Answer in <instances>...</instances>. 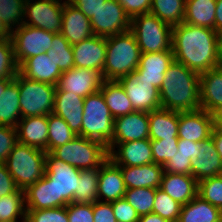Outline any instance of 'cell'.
<instances>
[{
  "mask_svg": "<svg viewBox=\"0 0 222 222\" xmlns=\"http://www.w3.org/2000/svg\"><path fill=\"white\" fill-rule=\"evenodd\" d=\"M198 196L222 210V174L198 181Z\"/></svg>",
  "mask_w": 222,
  "mask_h": 222,
  "instance_id": "obj_42",
  "label": "cell"
},
{
  "mask_svg": "<svg viewBox=\"0 0 222 222\" xmlns=\"http://www.w3.org/2000/svg\"><path fill=\"white\" fill-rule=\"evenodd\" d=\"M61 34L71 45L94 35L90 20L68 0L64 2Z\"/></svg>",
  "mask_w": 222,
  "mask_h": 222,
  "instance_id": "obj_20",
  "label": "cell"
},
{
  "mask_svg": "<svg viewBox=\"0 0 222 222\" xmlns=\"http://www.w3.org/2000/svg\"><path fill=\"white\" fill-rule=\"evenodd\" d=\"M130 17L150 13L152 0H117Z\"/></svg>",
  "mask_w": 222,
  "mask_h": 222,
  "instance_id": "obj_51",
  "label": "cell"
},
{
  "mask_svg": "<svg viewBox=\"0 0 222 222\" xmlns=\"http://www.w3.org/2000/svg\"><path fill=\"white\" fill-rule=\"evenodd\" d=\"M84 98L68 91L56 90L53 114L61 117L74 134L81 136Z\"/></svg>",
  "mask_w": 222,
  "mask_h": 222,
  "instance_id": "obj_21",
  "label": "cell"
},
{
  "mask_svg": "<svg viewBox=\"0 0 222 222\" xmlns=\"http://www.w3.org/2000/svg\"><path fill=\"white\" fill-rule=\"evenodd\" d=\"M55 35V33L44 29L24 25L15 18L11 40L18 66L30 57L47 52L52 46V40Z\"/></svg>",
  "mask_w": 222,
  "mask_h": 222,
  "instance_id": "obj_10",
  "label": "cell"
},
{
  "mask_svg": "<svg viewBox=\"0 0 222 222\" xmlns=\"http://www.w3.org/2000/svg\"><path fill=\"white\" fill-rule=\"evenodd\" d=\"M133 105L134 111L150 112L161 108L159 89L150 82L138 81L133 73L117 80Z\"/></svg>",
  "mask_w": 222,
  "mask_h": 222,
  "instance_id": "obj_14",
  "label": "cell"
},
{
  "mask_svg": "<svg viewBox=\"0 0 222 222\" xmlns=\"http://www.w3.org/2000/svg\"><path fill=\"white\" fill-rule=\"evenodd\" d=\"M16 128L18 142L48 153V116L21 118Z\"/></svg>",
  "mask_w": 222,
  "mask_h": 222,
  "instance_id": "obj_26",
  "label": "cell"
},
{
  "mask_svg": "<svg viewBox=\"0 0 222 222\" xmlns=\"http://www.w3.org/2000/svg\"><path fill=\"white\" fill-rule=\"evenodd\" d=\"M113 214L117 221L138 222L140 216L125 198L111 202Z\"/></svg>",
  "mask_w": 222,
  "mask_h": 222,
  "instance_id": "obj_49",
  "label": "cell"
},
{
  "mask_svg": "<svg viewBox=\"0 0 222 222\" xmlns=\"http://www.w3.org/2000/svg\"><path fill=\"white\" fill-rule=\"evenodd\" d=\"M214 115L204 109L179 112L178 138L202 142L211 137Z\"/></svg>",
  "mask_w": 222,
  "mask_h": 222,
  "instance_id": "obj_16",
  "label": "cell"
},
{
  "mask_svg": "<svg viewBox=\"0 0 222 222\" xmlns=\"http://www.w3.org/2000/svg\"><path fill=\"white\" fill-rule=\"evenodd\" d=\"M163 168L166 173L191 175V160L177 152L176 155H173V158L163 165Z\"/></svg>",
  "mask_w": 222,
  "mask_h": 222,
  "instance_id": "obj_50",
  "label": "cell"
},
{
  "mask_svg": "<svg viewBox=\"0 0 222 222\" xmlns=\"http://www.w3.org/2000/svg\"><path fill=\"white\" fill-rule=\"evenodd\" d=\"M115 147L118 148V151L115 150ZM107 149L109 158L121 167L142 166L154 163L150 139L110 143Z\"/></svg>",
  "mask_w": 222,
  "mask_h": 222,
  "instance_id": "obj_15",
  "label": "cell"
},
{
  "mask_svg": "<svg viewBox=\"0 0 222 222\" xmlns=\"http://www.w3.org/2000/svg\"><path fill=\"white\" fill-rule=\"evenodd\" d=\"M160 188L182 205L198 195V181L189 174L164 172Z\"/></svg>",
  "mask_w": 222,
  "mask_h": 222,
  "instance_id": "obj_28",
  "label": "cell"
},
{
  "mask_svg": "<svg viewBox=\"0 0 222 222\" xmlns=\"http://www.w3.org/2000/svg\"><path fill=\"white\" fill-rule=\"evenodd\" d=\"M149 139L147 112L134 111L114 119V135L110 143H124Z\"/></svg>",
  "mask_w": 222,
  "mask_h": 222,
  "instance_id": "obj_19",
  "label": "cell"
},
{
  "mask_svg": "<svg viewBox=\"0 0 222 222\" xmlns=\"http://www.w3.org/2000/svg\"><path fill=\"white\" fill-rule=\"evenodd\" d=\"M138 222H168V221L163 219L158 214L152 212L149 214L141 215Z\"/></svg>",
  "mask_w": 222,
  "mask_h": 222,
  "instance_id": "obj_58",
  "label": "cell"
},
{
  "mask_svg": "<svg viewBox=\"0 0 222 222\" xmlns=\"http://www.w3.org/2000/svg\"><path fill=\"white\" fill-rule=\"evenodd\" d=\"M150 13L174 27L184 20L185 0H152Z\"/></svg>",
  "mask_w": 222,
  "mask_h": 222,
  "instance_id": "obj_35",
  "label": "cell"
},
{
  "mask_svg": "<svg viewBox=\"0 0 222 222\" xmlns=\"http://www.w3.org/2000/svg\"><path fill=\"white\" fill-rule=\"evenodd\" d=\"M222 174V160L212 137L198 146L197 158L191 161V175L201 181Z\"/></svg>",
  "mask_w": 222,
  "mask_h": 222,
  "instance_id": "obj_24",
  "label": "cell"
},
{
  "mask_svg": "<svg viewBox=\"0 0 222 222\" xmlns=\"http://www.w3.org/2000/svg\"><path fill=\"white\" fill-rule=\"evenodd\" d=\"M76 136L63 118L53 113L48 115V152L70 142Z\"/></svg>",
  "mask_w": 222,
  "mask_h": 222,
  "instance_id": "obj_38",
  "label": "cell"
},
{
  "mask_svg": "<svg viewBox=\"0 0 222 222\" xmlns=\"http://www.w3.org/2000/svg\"><path fill=\"white\" fill-rule=\"evenodd\" d=\"M28 222H69L67 206L49 209H26Z\"/></svg>",
  "mask_w": 222,
  "mask_h": 222,
  "instance_id": "obj_44",
  "label": "cell"
},
{
  "mask_svg": "<svg viewBox=\"0 0 222 222\" xmlns=\"http://www.w3.org/2000/svg\"><path fill=\"white\" fill-rule=\"evenodd\" d=\"M155 194V188H132L126 189L124 198L141 216L152 213Z\"/></svg>",
  "mask_w": 222,
  "mask_h": 222,
  "instance_id": "obj_40",
  "label": "cell"
},
{
  "mask_svg": "<svg viewBox=\"0 0 222 222\" xmlns=\"http://www.w3.org/2000/svg\"><path fill=\"white\" fill-rule=\"evenodd\" d=\"M62 207V199H56V190L46 175L25 190L26 209H49Z\"/></svg>",
  "mask_w": 222,
  "mask_h": 222,
  "instance_id": "obj_30",
  "label": "cell"
},
{
  "mask_svg": "<svg viewBox=\"0 0 222 222\" xmlns=\"http://www.w3.org/2000/svg\"><path fill=\"white\" fill-rule=\"evenodd\" d=\"M83 121L81 136L102 142L109 146L114 135V117L112 116L100 91L88 95L83 103Z\"/></svg>",
  "mask_w": 222,
  "mask_h": 222,
  "instance_id": "obj_5",
  "label": "cell"
},
{
  "mask_svg": "<svg viewBox=\"0 0 222 222\" xmlns=\"http://www.w3.org/2000/svg\"><path fill=\"white\" fill-rule=\"evenodd\" d=\"M179 139L150 140L154 163L164 165L178 152Z\"/></svg>",
  "mask_w": 222,
  "mask_h": 222,
  "instance_id": "obj_45",
  "label": "cell"
},
{
  "mask_svg": "<svg viewBox=\"0 0 222 222\" xmlns=\"http://www.w3.org/2000/svg\"><path fill=\"white\" fill-rule=\"evenodd\" d=\"M94 35L114 36L130 30V17L117 0H106L90 19Z\"/></svg>",
  "mask_w": 222,
  "mask_h": 222,
  "instance_id": "obj_12",
  "label": "cell"
},
{
  "mask_svg": "<svg viewBox=\"0 0 222 222\" xmlns=\"http://www.w3.org/2000/svg\"><path fill=\"white\" fill-rule=\"evenodd\" d=\"M174 61L172 50L141 53L138 68L132 73L138 81L144 80L160 89L165 72Z\"/></svg>",
  "mask_w": 222,
  "mask_h": 222,
  "instance_id": "obj_18",
  "label": "cell"
},
{
  "mask_svg": "<svg viewBox=\"0 0 222 222\" xmlns=\"http://www.w3.org/2000/svg\"><path fill=\"white\" fill-rule=\"evenodd\" d=\"M14 79H0V97L6 87L13 81Z\"/></svg>",
  "mask_w": 222,
  "mask_h": 222,
  "instance_id": "obj_60",
  "label": "cell"
},
{
  "mask_svg": "<svg viewBox=\"0 0 222 222\" xmlns=\"http://www.w3.org/2000/svg\"><path fill=\"white\" fill-rule=\"evenodd\" d=\"M182 204L172 199L161 188H156L152 212L168 222H178Z\"/></svg>",
  "mask_w": 222,
  "mask_h": 222,
  "instance_id": "obj_41",
  "label": "cell"
},
{
  "mask_svg": "<svg viewBox=\"0 0 222 222\" xmlns=\"http://www.w3.org/2000/svg\"><path fill=\"white\" fill-rule=\"evenodd\" d=\"M211 137L215 143L218 155L222 160V132H219L215 127L212 131Z\"/></svg>",
  "mask_w": 222,
  "mask_h": 222,
  "instance_id": "obj_57",
  "label": "cell"
},
{
  "mask_svg": "<svg viewBox=\"0 0 222 222\" xmlns=\"http://www.w3.org/2000/svg\"><path fill=\"white\" fill-rule=\"evenodd\" d=\"M99 91L114 119L134 112L133 105L117 80H103Z\"/></svg>",
  "mask_w": 222,
  "mask_h": 222,
  "instance_id": "obj_32",
  "label": "cell"
},
{
  "mask_svg": "<svg viewBox=\"0 0 222 222\" xmlns=\"http://www.w3.org/2000/svg\"><path fill=\"white\" fill-rule=\"evenodd\" d=\"M19 72L26 78L56 86L62 75L58 65H55L47 53H42L26 59L20 66Z\"/></svg>",
  "mask_w": 222,
  "mask_h": 222,
  "instance_id": "obj_25",
  "label": "cell"
},
{
  "mask_svg": "<svg viewBox=\"0 0 222 222\" xmlns=\"http://www.w3.org/2000/svg\"><path fill=\"white\" fill-rule=\"evenodd\" d=\"M45 175L53 181L56 199H62V206L73 202L80 170L56 158L51 152L47 153Z\"/></svg>",
  "mask_w": 222,
  "mask_h": 222,
  "instance_id": "obj_11",
  "label": "cell"
},
{
  "mask_svg": "<svg viewBox=\"0 0 222 222\" xmlns=\"http://www.w3.org/2000/svg\"><path fill=\"white\" fill-rule=\"evenodd\" d=\"M215 31L222 36V0H216Z\"/></svg>",
  "mask_w": 222,
  "mask_h": 222,
  "instance_id": "obj_56",
  "label": "cell"
},
{
  "mask_svg": "<svg viewBox=\"0 0 222 222\" xmlns=\"http://www.w3.org/2000/svg\"><path fill=\"white\" fill-rule=\"evenodd\" d=\"M99 169L80 170V178L73 196L74 203L93 204L98 201Z\"/></svg>",
  "mask_w": 222,
  "mask_h": 222,
  "instance_id": "obj_36",
  "label": "cell"
},
{
  "mask_svg": "<svg viewBox=\"0 0 222 222\" xmlns=\"http://www.w3.org/2000/svg\"><path fill=\"white\" fill-rule=\"evenodd\" d=\"M17 142V128L0 125V163L6 161Z\"/></svg>",
  "mask_w": 222,
  "mask_h": 222,
  "instance_id": "obj_47",
  "label": "cell"
},
{
  "mask_svg": "<svg viewBox=\"0 0 222 222\" xmlns=\"http://www.w3.org/2000/svg\"><path fill=\"white\" fill-rule=\"evenodd\" d=\"M123 180L127 189L160 188L164 173L163 165L150 163L142 166L121 167Z\"/></svg>",
  "mask_w": 222,
  "mask_h": 222,
  "instance_id": "obj_27",
  "label": "cell"
},
{
  "mask_svg": "<svg viewBox=\"0 0 222 222\" xmlns=\"http://www.w3.org/2000/svg\"><path fill=\"white\" fill-rule=\"evenodd\" d=\"M18 73L19 66L14 57L12 40H0V79H14Z\"/></svg>",
  "mask_w": 222,
  "mask_h": 222,
  "instance_id": "obj_43",
  "label": "cell"
},
{
  "mask_svg": "<svg viewBox=\"0 0 222 222\" xmlns=\"http://www.w3.org/2000/svg\"><path fill=\"white\" fill-rule=\"evenodd\" d=\"M216 0H185L184 23L215 30Z\"/></svg>",
  "mask_w": 222,
  "mask_h": 222,
  "instance_id": "obj_33",
  "label": "cell"
},
{
  "mask_svg": "<svg viewBox=\"0 0 222 222\" xmlns=\"http://www.w3.org/2000/svg\"><path fill=\"white\" fill-rule=\"evenodd\" d=\"M220 67L222 68V36H221V50H220Z\"/></svg>",
  "mask_w": 222,
  "mask_h": 222,
  "instance_id": "obj_61",
  "label": "cell"
},
{
  "mask_svg": "<svg viewBox=\"0 0 222 222\" xmlns=\"http://www.w3.org/2000/svg\"><path fill=\"white\" fill-rule=\"evenodd\" d=\"M221 36L211 28L182 22L173 27L174 60L202 74L220 66Z\"/></svg>",
  "mask_w": 222,
  "mask_h": 222,
  "instance_id": "obj_1",
  "label": "cell"
},
{
  "mask_svg": "<svg viewBox=\"0 0 222 222\" xmlns=\"http://www.w3.org/2000/svg\"><path fill=\"white\" fill-rule=\"evenodd\" d=\"M14 81L19 85L20 118L48 116L52 113L56 86L28 79L20 72L15 76Z\"/></svg>",
  "mask_w": 222,
  "mask_h": 222,
  "instance_id": "obj_9",
  "label": "cell"
},
{
  "mask_svg": "<svg viewBox=\"0 0 222 222\" xmlns=\"http://www.w3.org/2000/svg\"><path fill=\"white\" fill-rule=\"evenodd\" d=\"M178 222H222V210L197 195L182 205Z\"/></svg>",
  "mask_w": 222,
  "mask_h": 222,
  "instance_id": "obj_31",
  "label": "cell"
},
{
  "mask_svg": "<svg viewBox=\"0 0 222 222\" xmlns=\"http://www.w3.org/2000/svg\"><path fill=\"white\" fill-rule=\"evenodd\" d=\"M198 146H202V142H193L186 139H179L178 153L189 157L192 161L197 158Z\"/></svg>",
  "mask_w": 222,
  "mask_h": 222,
  "instance_id": "obj_55",
  "label": "cell"
},
{
  "mask_svg": "<svg viewBox=\"0 0 222 222\" xmlns=\"http://www.w3.org/2000/svg\"><path fill=\"white\" fill-rule=\"evenodd\" d=\"M20 115L19 85L13 80L0 97V125L17 127Z\"/></svg>",
  "mask_w": 222,
  "mask_h": 222,
  "instance_id": "obj_34",
  "label": "cell"
},
{
  "mask_svg": "<svg viewBox=\"0 0 222 222\" xmlns=\"http://www.w3.org/2000/svg\"><path fill=\"white\" fill-rule=\"evenodd\" d=\"M149 139H179V112L159 108L148 112Z\"/></svg>",
  "mask_w": 222,
  "mask_h": 222,
  "instance_id": "obj_29",
  "label": "cell"
},
{
  "mask_svg": "<svg viewBox=\"0 0 222 222\" xmlns=\"http://www.w3.org/2000/svg\"><path fill=\"white\" fill-rule=\"evenodd\" d=\"M126 189L121 166L116 165L108 158L99 167L98 201L102 200L103 197L105 198V202L124 198Z\"/></svg>",
  "mask_w": 222,
  "mask_h": 222,
  "instance_id": "obj_22",
  "label": "cell"
},
{
  "mask_svg": "<svg viewBox=\"0 0 222 222\" xmlns=\"http://www.w3.org/2000/svg\"><path fill=\"white\" fill-rule=\"evenodd\" d=\"M15 4V17L24 24L55 34L62 30V12L64 2L60 0H38L30 3V0H13ZM28 21H25L26 18ZM30 21V22H29Z\"/></svg>",
  "mask_w": 222,
  "mask_h": 222,
  "instance_id": "obj_8",
  "label": "cell"
},
{
  "mask_svg": "<svg viewBox=\"0 0 222 222\" xmlns=\"http://www.w3.org/2000/svg\"><path fill=\"white\" fill-rule=\"evenodd\" d=\"M173 27L151 13L131 18L130 31L134 34L141 53L172 50Z\"/></svg>",
  "mask_w": 222,
  "mask_h": 222,
  "instance_id": "obj_7",
  "label": "cell"
},
{
  "mask_svg": "<svg viewBox=\"0 0 222 222\" xmlns=\"http://www.w3.org/2000/svg\"><path fill=\"white\" fill-rule=\"evenodd\" d=\"M47 152L17 142L4 162L17 187L26 190L45 175Z\"/></svg>",
  "mask_w": 222,
  "mask_h": 222,
  "instance_id": "obj_4",
  "label": "cell"
},
{
  "mask_svg": "<svg viewBox=\"0 0 222 222\" xmlns=\"http://www.w3.org/2000/svg\"><path fill=\"white\" fill-rule=\"evenodd\" d=\"M48 57L59 66L61 72L68 71L74 67V56L72 45L61 33L56 34L52 40L51 48L46 52Z\"/></svg>",
  "mask_w": 222,
  "mask_h": 222,
  "instance_id": "obj_39",
  "label": "cell"
},
{
  "mask_svg": "<svg viewBox=\"0 0 222 222\" xmlns=\"http://www.w3.org/2000/svg\"><path fill=\"white\" fill-rule=\"evenodd\" d=\"M78 8L89 20L106 0H68Z\"/></svg>",
  "mask_w": 222,
  "mask_h": 222,
  "instance_id": "obj_54",
  "label": "cell"
},
{
  "mask_svg": "<svg viewBox=\"0 0 222 222\" xmlns=\"http://www.w3.org/2000/svg\"><path fill=\"white\" fill-rule=\"evenodd\" d=\"M214 127L219 132H222V111L214 115Z\"/></svg>",
  "mask_w": 222,
  "mask_h": 222,
  "instance_id": "obj_59",
  "label": "cell"
},
{
  "mask_svg": "<svg viewBox=\"0 0 222 222\" xmlns=\"http://www.w3.org/2000/svg\"><path fill=\"white\" fill-rule=\"evenodd\" d=\"M51 153L79 170L99 169L109 158L107 146L102 142L79 135L70 142L55 148Z\"/></svg>",
  "mask_w": 222,
  "mask_h": 222,
  "instance_id": "obj_6",
  "label": "cell"
},
{
  "mask_svg": "<svg viewBox=\"0 0 222 222\" xmlns=\"http://www.w3.org/2000/svg\"><path fill=\"white\" fill-rule=\"evenodd\" d=\"M67 215L69 222H94L93 204L69 203Z\"/></svg>",
  "mask_w": 222,
  "mask_h": 222,
  "instance_id": "obj_48",
  "label": "cell"
},
{
  "mask_svg": "<svg viewBox=\"0 0 222 222\" xmlns=\"http://www.w3.org/2000/svg\"><path fill=\"white\" fill-rule=\"evenodd\" d=\"M201 109L216 115L222 111V68L216 67L200 74Z\"/></svg>",
  "mask_w": 222,
  "mask_h": 222,
  "instance_id": "obj_23",
  "label": "cell"
},
{
  "mask_svg": "<svg viewBox=\"0 0 222 222\" xmlns=\"http://www.w3.org/2000/svg\"><path fill=\"white\" fill-rule=\"evenodd\" d=\"M159 93L163 109L178 112L200 109V74L174 60L165 72Z\"/></svg>",
  "mask_w": 222,
  "mask_h": 222,
  "instance_id": "obj_2",
  "label": "cell"
},
{
  "mask_svg": "<svg viewBox=\"0 0 222 222\" xmlns=\"http://www.w3.org/2000/svg\"><path fill=\"white\" fill-rule=\"evenodd\" d=\"M18 217L26 219L25 191L22 189L0 197V222H17Z\"/></svg>",
  "mask_w": 222,
  "mask_h": 222,
  "instance_id": "obj_37",
  "label": "cell"
},
{
  "mask_svg": "<svg viewBox=\"0 0 222 222\" xmlns=\"http://www.w3.org/2000/svg\"><path fill=\"white\" fill-rule=\"evenodd\" d=\"M74 67L87 68L103 73L106 60V37L93 35L72 45Z\"/></svg>",
  "mask_w": 222,
  "mask_h": 222,
  "instance_id": "obj_17",
  "label": "cell"
},
{
  "mask_svg": "<svg viewBox=\"0 0 222 222\" xmlns=\"http://www.w3.org/2000/svg\"><path fill=\"white\" fill-rule=\"evenodd\" d=\"M19 190L13 177L8 172L6 165L0 163V197L9 195Z\"/></svg>",
  "mask_w": 222,
  "mask_h": 222,
  "instance_id": "obj_53",
  "label": "cell"
},
{
  "mask_svg": "<svg viewBox=\"0 0 222 222\" xmlns=\"http://www.w3.org/2000/svg\"><path fill=\"white\" fill-rule=\"evenodd\" d=\"M13 0H0V40L11 39L12 26L15 20Z\"/></svg>",
  "mask_w": 222,
  "mask_h": 222,
  "instance_id": "obj_46",
  "label": "cell"
},
{
  "mask_svg": "<svg viewBox=\"0 0 222 222\" xmlns=\"http://www.w3.org/2000/svg\"><path fill=\"white\" fill-rule=\"evenodd\" d=\"M94 222H116L111 202L96 201L93 203Z\"/></svg>",
  "mask_w": 222,
  "mask_h": 222,
  "instance_id": "obj_52",
  "label": "cell"
},
{
  "mask_svg": "<svg viewBox=\"0 0 222 222\" xmlns=\"http://www.w3.org/2000/svg\"><path fill=\"white\" fill-rule=\"evenodd\" d=\"M106 47L103 80H119L138 68L141 50L130 30L106 37Z\"/></svg>",
  "mask_w": 222,
  "mask_h": 222,
  "instance_id": "obj_3",
  "label": "cell"
},
{
  "mask_svg": "<svg viewBox=\"0 0 222 222\" xmlns=\"http://www.w3.org/2000/svg\"><path fill=\"white\" fill-rule=\"evenodd\" d=\"M103 82L99 71L87 68L72 67L62 72L57 81L56 90L68 91L86 98L88 95L98 92Z\"/></svg>",
  "mask_w": 222,
  "mask_h": 222,
  "instance_id": "obj_13",
  "label": "cell"
}]
</instances>
